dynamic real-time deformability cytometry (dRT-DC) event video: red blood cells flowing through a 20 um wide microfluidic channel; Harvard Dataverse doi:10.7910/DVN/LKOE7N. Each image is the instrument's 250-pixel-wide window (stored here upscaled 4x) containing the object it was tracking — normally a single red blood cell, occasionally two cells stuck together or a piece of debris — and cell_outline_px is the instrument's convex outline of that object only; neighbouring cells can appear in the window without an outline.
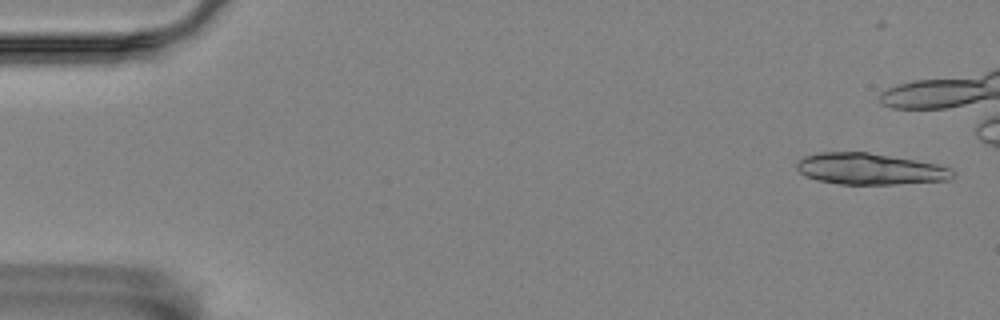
{"species": "Egyptian fruit bat (a non-hibernating species)", "species_latin": "Rousettus aegyptiacus", "temperature_condition": "room temperature", "stored_images_in_passage": 6, "camera_frame_rate_fps": 3000, "um_per_image_px": 0.085, "animal": {"sex": "female"}, "frame": {"image": 1, "passage_image": 1, "time_ms": 0.0, "image_size_px": [1000, 320], "cell_outline_px": [[956, 172], [948, 180], [896, 184], [840, 184], [816, 180], [800, 172], [796, 168], [796, 164], [804, 156], [820, 152], [868, 152], [936, 164], [952, 168]], "centroid_in_image_um": [73.94, 14.36], "position_along_channel_um": 11.1, "area_um2": 28.32}}